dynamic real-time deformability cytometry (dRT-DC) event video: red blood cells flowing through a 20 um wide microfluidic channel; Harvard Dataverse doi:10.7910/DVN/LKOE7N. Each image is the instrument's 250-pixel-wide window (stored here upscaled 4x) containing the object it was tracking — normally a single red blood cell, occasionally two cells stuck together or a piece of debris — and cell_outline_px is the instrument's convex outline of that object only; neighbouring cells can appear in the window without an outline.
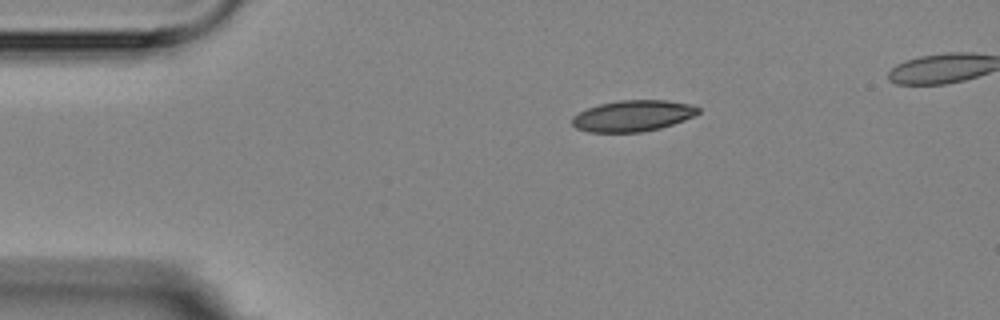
{"species": "Egyptian fruit bat (a non-hibernating species)", "species_latin": "Rousettus aegyptiacus", "temperature_condition": "room temperature", "stored_images_in_passage": 3, "segment_of_instrument_passage": [1, 2], "camera_frame_rate_fps": 3000, "um_per_image_px": 0.085, "animal": {"sex": "female"}, "frame": {"image": 1, "passage_image": 1, "time_ms": 0.0, "image_size_px": [1000, 320], "cell_outline_px": [[700, 112], [684, 120], [660, 128], [640, 132], [588, 132], [576, 128], [572, 124], [572, 116], [588, 108], [600, 104], [620, 100], [664, 100], [688, 104], [700, 108]], "centroid_in_image_um": [53.77, 9.85], "position_along_channel_um": 31.2, "area_um2": 22.66}}